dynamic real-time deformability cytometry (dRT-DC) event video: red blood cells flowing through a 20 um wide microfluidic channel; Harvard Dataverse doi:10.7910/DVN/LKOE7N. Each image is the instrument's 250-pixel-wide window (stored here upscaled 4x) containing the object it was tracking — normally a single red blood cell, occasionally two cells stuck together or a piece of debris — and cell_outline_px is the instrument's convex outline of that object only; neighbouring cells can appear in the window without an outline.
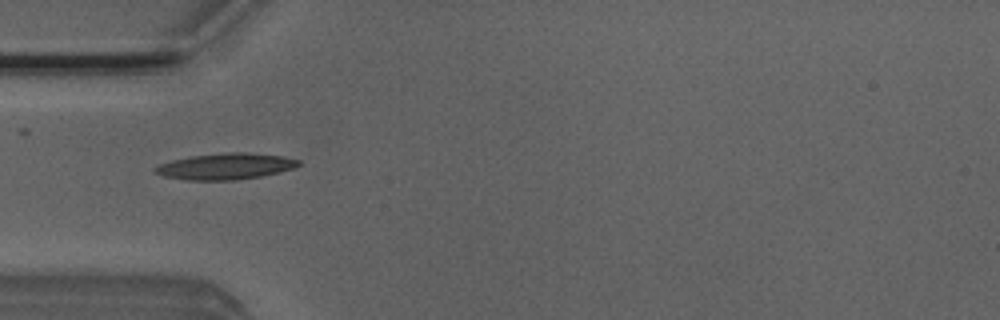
{"species": "Egyptian fruit bat (a non-hibernating species)", "species_latin": "Rousettus aegyptiacus", "temperature_condition": "room temperature", "stored_images_in_passage": 4, "camera_frame_rate_fps": 3000, "um_per_image_px": 0.085, "animal": {"sex": "male"}, "frame": {"image": 1, "passage_image": 2, "time_ms": 0.333, "image_size_px": [1000, 320], "cell_outline_px": [[300, 164], [292, 168], [260, 176], [236, 180], [188, 180], [164, 176], [156, 172], [152, 168], [160, 164], [172, 160], [192, 156], [228, 152], [248, 152], [284, 156], [300, 160]], "centroid_in_image_um": [19.17, 14.13], "position_along_channel_um": 65.8, "area_um2": 21.68}}